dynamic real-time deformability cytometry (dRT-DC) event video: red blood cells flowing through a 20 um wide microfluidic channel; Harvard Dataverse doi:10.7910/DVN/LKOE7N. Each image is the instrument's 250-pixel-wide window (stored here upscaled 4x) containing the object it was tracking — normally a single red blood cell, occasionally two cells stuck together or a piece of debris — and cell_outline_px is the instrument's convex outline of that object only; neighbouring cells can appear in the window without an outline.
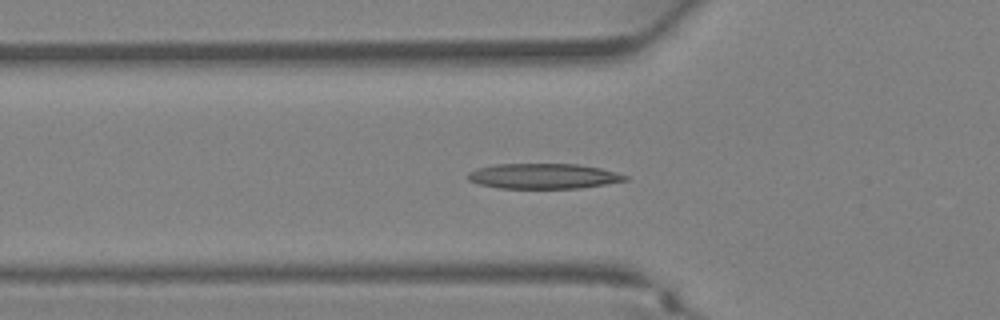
{"species": "Egyptian fruit bat (a non-hibernating species)", "species_latin": "Rousettus aegyptiacus", "temperature_condition": "warm", "stored_images_in_passage": 38, "segment_of_instrument_passage": [1, 2], "camera_frame_rate_fps": 3000, "um_per_image_px": 0.085, "animal": {"sex": "female"}, "frame": {"image": 1, "passage_image": 13, "time_ms": 4.0, "image_size_px": [1000, 320], "cell_outline_px": [[628, 180], [580, 188], [500, 188], [480, 184], [468, 180], [468, 172], [476, 168], [496, 164], [576, 164], [600, 168], [616, 172], [628, 176]], "centroid_in_image_um": [46.18, 14.97], "position_along_channel_um": 79.6, "area_um2": 23.0}}
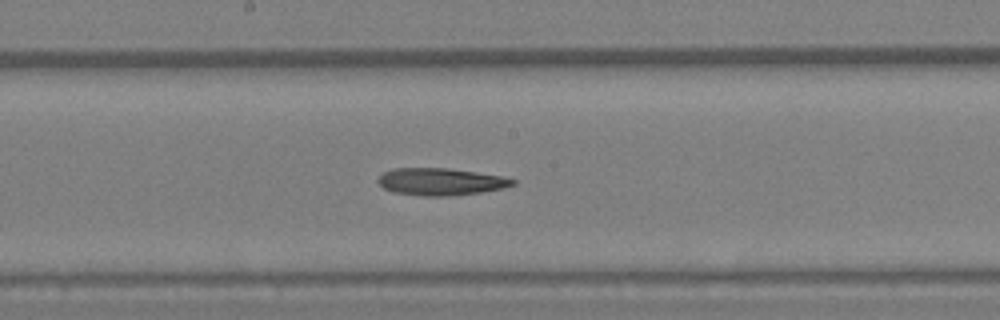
{"frame": {"image": 2, "passage_image": 20, "time_ms": 6.333, "image_size_px": [1000, 320], "cell_outline_px": [[516, 184], [504, 188], [480, 192], [452, 196], [424, 196], [392, 192], [384, 188], [376, 180], [384, 172], [392, 168], [448, 168], [504, 176], [516, 180]], "centroid_in_image_um": [37.47, 15.44], "position_along_channel_um": 210.7, "area_um2": 21.44}}
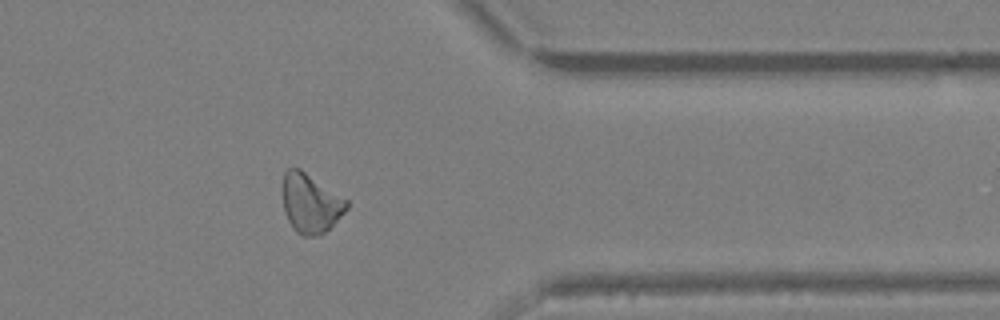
{"frame": {"image": 3, "passage_image": 30, "time_ms": 9.667, "image_size_px": [1000, 320], "cell_outline_px": [[348, 208], [320, 236], [304, 236], [296, 232], [288, 220], [284, 212], [284, 172], [288, 168], [300, 168], [348, 200]], "centroid_in_image_um": [26.4, 17.28], "position_along_channel_um": 385.0, "area_um2": 21.73}}